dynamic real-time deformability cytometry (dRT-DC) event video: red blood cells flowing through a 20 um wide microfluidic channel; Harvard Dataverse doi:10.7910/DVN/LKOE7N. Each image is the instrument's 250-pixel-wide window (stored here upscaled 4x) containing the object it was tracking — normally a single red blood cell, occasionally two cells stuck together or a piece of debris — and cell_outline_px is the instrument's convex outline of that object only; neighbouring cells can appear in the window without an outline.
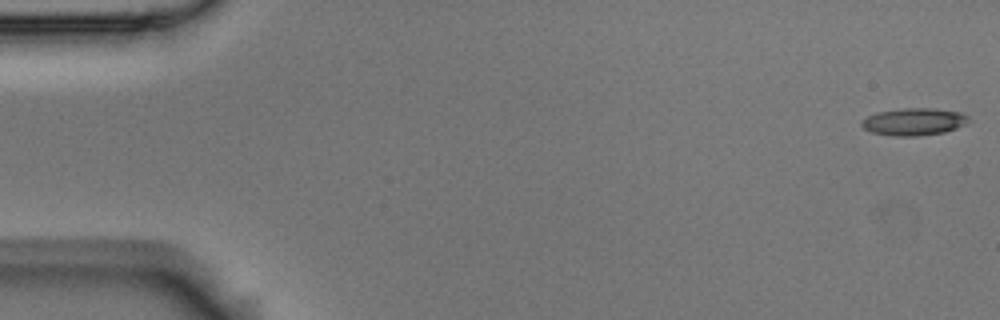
{"species": "Egyptian fruit bat (a non-hibernating species)", "species_latin": "Rousettus aegyptiacus", "temperature_condition": "room temperature", "stored_images_in_passage": 5, "camera_frame_rate_fps": 3000, "um_per_image_px": 0.085, "animal": {"sex": "male"}, "frame": {"image": 1, "passage_image": 1, "time_ms": 0.0, "image_size_px": [1000, 320], "cell_outline_px": [[968, 120], [964, 124], [956, 128], [944, 132], [920, 136], [892, 136], [872, 132], [864, 128], [860, 124], [860, 120], [876, 112], [904, 108], [936, 108], [960, 112], [968, 116]], "centroid_in_image_um": [77.65, 10.34], "position_along_channel_um": 7.4, "area_um2": 17.05}}
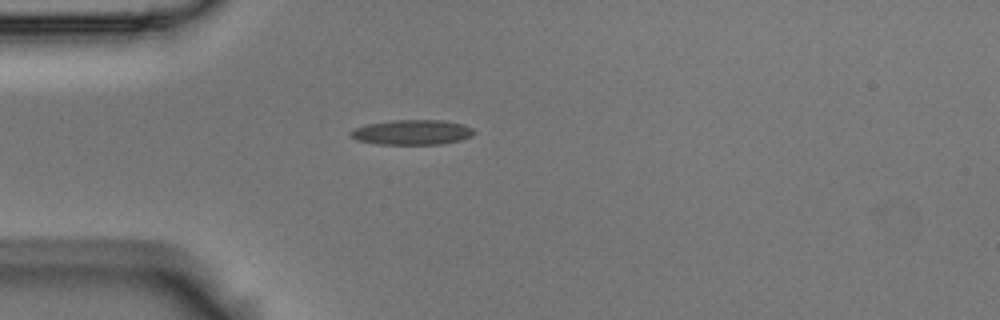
{"frame": {"image": 2, "passage_image": 5, "time_ms": 1.333, "image_size_px": [1000, 320], "cell_outline_px": [[476, 132], [472, 136], [460, 140], [440, 144], [376, 144], [356, 140], [348, 132], [352, 128], [368, 124], [392, 120], [440, 120], [464, 124], [472, 128]], "centroid_in_image_um": [35.01, 11.24], "position_along_channel_um": 50.0, "area_um2": 18.03}}